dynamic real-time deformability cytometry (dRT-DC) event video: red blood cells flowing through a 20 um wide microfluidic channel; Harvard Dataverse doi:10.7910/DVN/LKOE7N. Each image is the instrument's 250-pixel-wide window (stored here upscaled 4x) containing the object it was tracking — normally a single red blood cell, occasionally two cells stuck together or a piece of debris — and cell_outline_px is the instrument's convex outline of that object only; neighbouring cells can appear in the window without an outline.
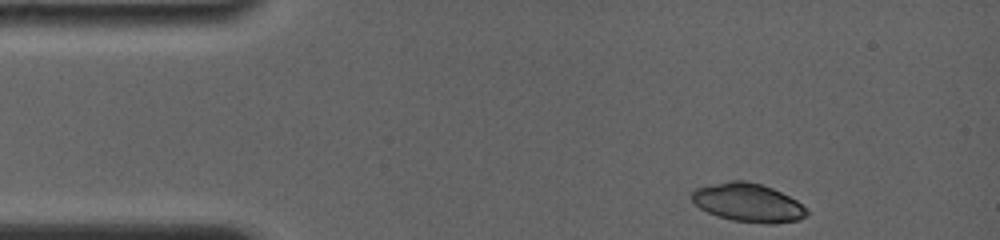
{"species": "common noctule bat (a hibernating species)", "species_latin": "Nyctalus noctula", "temperature_condition": "room temperature", "stored_images_in_passage": 10, "camera_frame_rate_fps": 4000, "um_per_image_px": 0.085, "animal": {"sex": "female", "body_mass_g": 19.0, "forearm_length_mm": 56.7}, "frame": {"image": 1, "passage_image": 1, "time_ms": 0.0, "image_size_px": [1000, 240], "cell_outline_px": [[808, 216], [796, 220], [772, 224], [764, 224], [732, 220], [716, 216], [700, 208], [688, 196], [696, 188], [728, 180], [744, 180], [760, 184], [772, 188], [796, 200], [808, 208]], "centroid_in_image_um": [63.58, 17.23], "position_along_channel_um": 21.4, "area_um2": 25.95}}
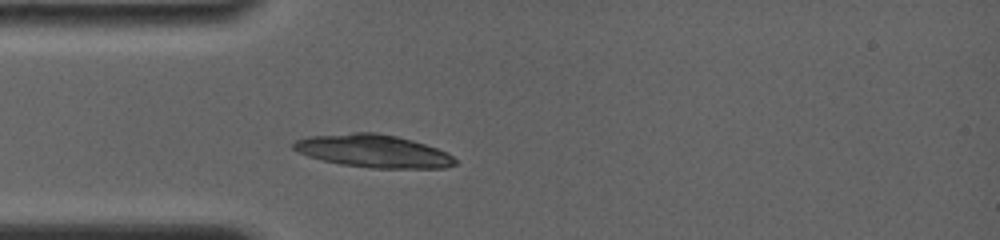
{"frame": {"image": 2, "passage_image": 10, "time_ms": 2.5, "image_size_px": [1000, 240], "cell_outline_px": [[456, 164], [444, 168], [372, 168], [340, 164], [308, 156], [296, 152], [292, 148], [292, 144], [296, 140], [308, 136], [352, 132], [376, 132], [396, 136], [412, 140], [448, 152], [456, 160]], "centroid_in_image_um": [31.71, 12.83], "position_along_channel_um": 53.3, "area_um2": 30.98}}